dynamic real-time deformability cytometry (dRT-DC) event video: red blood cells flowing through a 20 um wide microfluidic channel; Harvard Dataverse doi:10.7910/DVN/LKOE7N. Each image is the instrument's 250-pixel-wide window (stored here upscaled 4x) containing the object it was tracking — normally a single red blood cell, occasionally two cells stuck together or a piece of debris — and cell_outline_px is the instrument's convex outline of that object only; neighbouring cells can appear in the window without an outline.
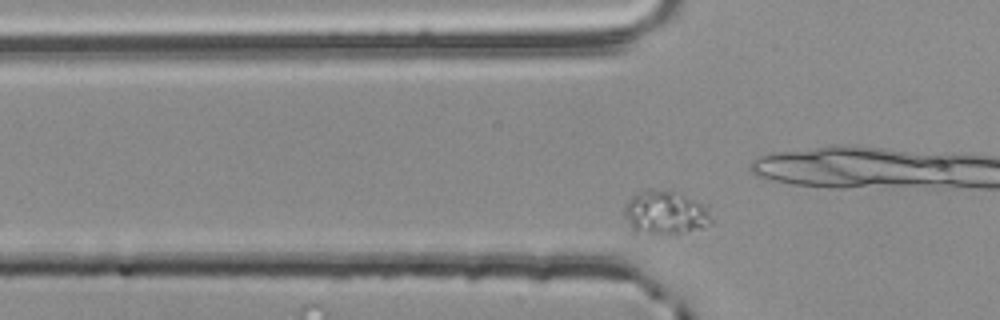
{"species": "common noctule bat (a hibernating species)", "species_latin": "Nyctalus noctula", "temperature_condition": "room temperature", "stored_images_in_passage": 24, "camera_frame_rate_fps": 3000, "um_per_image_px": 0.085, "animal": {"sex": "male", "body_mass_g": 20.4}, "frame": {"image": 1, "passage_image": 14, "time_ms": 4.333, "image_size_px": [1000, 320], "cell_outline_px": [[712, 224], [704, 228], [680, 232], [636, 232], [632, 228], [624, 216], [624, 204], [636, 192], [648, 188], [672, 192], [708, 204], [712, 220]], "centroid_in_image_um": [56.57, 18.04], "position_along_channel_um": 69.2, "area_um2": 21.96}}